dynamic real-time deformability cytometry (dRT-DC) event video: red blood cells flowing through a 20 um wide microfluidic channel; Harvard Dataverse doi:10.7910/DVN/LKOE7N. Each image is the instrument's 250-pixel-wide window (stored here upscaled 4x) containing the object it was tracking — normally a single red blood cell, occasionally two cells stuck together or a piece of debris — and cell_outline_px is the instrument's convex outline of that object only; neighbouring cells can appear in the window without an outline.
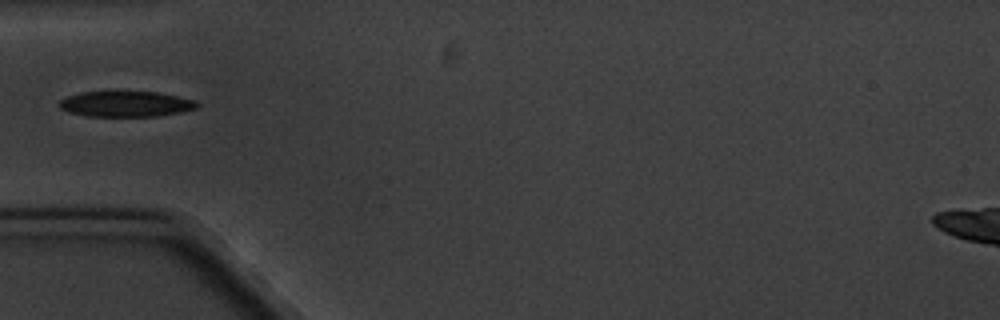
{"species": "common noctule bat (a hibernating species)", "species_latin": "Nyctalus noctula", "temperature_condition": "cold", "stored_images_in_passage": 8, "camera_frame_rate_fps": 3000, "um_per_image_px": 0.085, "animal": {"sex": "male", "body_mass_g": 20.1, "forearm_length_mm": 53.5}, "frame": {"image": 1, "passage_image": 4, "time_ms": 3.667, "image_size_px": [1000, 320], "cell_outline_px": [[200, 104], [196, 108], [180, 112], [156, 116], [84, 116], [68, 112], [60, 108], [56, 104], [60, 100], [68, 96], [80, 92], [112, 88], [156, 92], [196, 100]], "centroid_in_image_um": [10.62, 8.78], "position_along_channel_um": 74.4, "area_um2": 21.62}}